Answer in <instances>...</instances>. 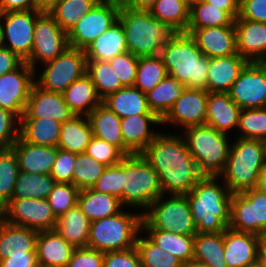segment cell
I'll use <instances>...</instances> for the list:
<instances>
[{
  "label": "cell",
  "mask_w": 266,
  "mask_h": 267,
  "mask_svg": "<svg viewBox=\"0 0 266 267\" xmlns=\"http://www.w3.org/2000/svg\"><path fill=\"white\" fill-rule=\"evenodd\" d=\"M181 136L158 133L141 153L158 173L164 194L186 195L204 176Z\"/></svg>",
  "instance_id": "6da1fadb"
},
{
  "label": "cell",
  "mask_w": 266,
  "mask_h": 267,
  "mask_svg": "<svg viewBox=\"0 0 266 267\" xmlns=\"http://www.w3.org/2000/svg\"><path fill=\"white\" fill-rule=\"evenodd\" d=\"M219 176H203L185 196L198 233L224 232L231 221L232 194Z\"/></svg>",
  "instance_id": "7a4b0ae2"
},
{
  "label": "cell",
  "mask_w": 266,
  "mask_h": 267,
  "mask_svg": "<svg viewBox=\"0 0 266 267\" xmlns=\"http://www.w3.org/2000/svg\"><path fill=\"white\" fill-rule=\"evenodd\" d=\"M160 56L168 75L187 88L206 89L209 58L203 55L190 34L173 33L162 47Z\"/></svg>",
  "instance_id": "3957f363"
},
{
  "label": "cell",
  "mask_w": 266,
  "mask_h": 267,
  "mask_svg": "<svg viewBox=\"0 0 266 267\" xmlns=\"http://www.w3.org/2000/svg\"><path fill=\"white\" fill-rule=\"evenodd\" d=\"M118 20L125 33L127 50L137 57L159 56L174 33L148 10L122 8Z\"/></svg>",
  "instance_id": "277c9868"
},
{
  "label": "cell",
  "mask_w": 266,
  "mask_h": 267,
  "mask_svg": "<svg viewBox=\"0 0 266 267\" xmlns=\"http://www.w3.org/2000/svg\"><path fill=\"white\" fill-rule=\"evenodd\" d=\"M264 166L261 141L238 137L231 144L226 165L219 176H224L225 185L231 194L242 193L256 187Z\"/></svg>",
  "instance_id": "5b68a950"
},
{
  "label": "cell",
  "mask_w": 266,
  "mask_h": 267,
  "mask_svg": "<svg viewBox=\"0 0 266 267\" xmlns=\"http://www.w3.org/2000/svg\"><path fill=\"white\" fill-rule=\"evenodd\" d=\"M122 205L149 206L164 195L155 169L141 154L125 155L122 159Z\"/></svg>",
  "instance_id": "8992f818"
},
{
  "label": "cell",
  "mask_w": 266,
  "mask_h": 267,
  "mask_svg": "<svg viewBox=\"0 0 266 267\" xmlns=\"http://www.w3.org/2000/svg\"><path fill=\"white\" fill-rule=\"evenodd\" d=\"M143 214L125 211L91 222L87 248L101 252L134 248L142 231Z\"/></svg>",
  "instance_id": "52a82bcc"
},
{
  "label": "cell",
  "mask_w": 266,
  "mask_h": 267,
  "mask_svg": "<svg viewBox=\"0 0 266 267\" xmlns=\"http://www.w3.org/2000/svg\"><path fill=\"white\" fill-rule=\"evenodd\" d=\"M183 136L199 171L204 176H219L229 156L228 134L206 124L185 128Z\"/></svg>",
  "instance_id": "ba28073f"
},
{
  "label": "cell",
  "mask_w": 266,
  "mask_h": 267,
  "mask_svg": "<svg viewBox=\"0 0 266 267\" xmlns=\"http://www.w3.org/2000/svg\"><path fill=\"white\" fill-rule=\"evenodd\" d=\"M160 196L143 213L142 230H162L181 235H195L191 208L185 195Z\"/></svg>",
  "instance_id": "9c48e42d"
},
{
  "label": "cell",
  "mask_w": 266,
  "mask_h": 267,
  "mask_svg": "<svg viewBox=\"0 0 266 267\" xmlns=\"http://www.w3.org/2000/svg\"><path fill=\"white\" fill-rule=\"evenodd\" d=\"M44 64L45 69L35 83L55 93H63L71 83L83 77L87 71L85 50L70 46L54 60Z\"/></svg>",
  "instance_id": "30bf717a"
},
{
  "label": "cell",
  "mask_w": 266,
  "mask_h": 267,
  "mask_svg": "<svg viewBox=\"0 0 266 267\" xmlns=\"http://www.w3.org/2000/svg\"><path fill=\"white\" fill-rule=\"evenodd\" d=\"M7 223L36 231L54 230L57 218L47 198L11 199L1 210Z\"/></svg>",
  "instance_id": "8fae6325"
},
{
  "label": "cell",
  "mask_w": 266,
  "mask_h": 267,
  "mask_svg": "<svg viewBox=\"0 0 266 267\" xmlns=\"http://www.w3.org/2000/svg\"><path fill=\"white\" fill-rule=\"evenodd\" d=\"M230 229L261 235L266 231V194L252 188L232 194Z\"/></svg>",
  "instance_id": "7c38bea8"
},
{
  "label": "cell",
  "mask_w": 266,
  "mask_h": 267,
  "mask_svg": "<svg viewBox=\"0 0 266 267\" xmlns=\"http://www.w3.org/2000/svg\"><path fill=\"white\" fill-rule=\"evenodd\" d=\"M33 34V48L25 62L34 70L36 62L44 64L54 60L69 47L67 33L49 13H41L37 17Z\"/></svg>",
  "instance_id": "4fadbf2b"
},
{
  "label": "cell",
  "mask_w": 266,
  "mask_h": 267,
  "mask_svg": "<svg viewBox=\"0 0 266 267\" xmlns=\"http://www.w3.org/2000/svg\"><path fill=\"white\" fill-rule=\"evenodd\" d=\"M120 9L98 2L67 33L68 45L85 50L96 38L118 21Z\"/></svg>",
  "instance_id": "5bb4252c"
},
{
  "label": "cell",
  "mask_w": 266,
  "mask_h": 267,
  "mask_svg": "<svg viewBox=\"0 0 266 267\" xmlns=\"http://www.w3.org/2000/svg\"><path fill=\"white\" fill-rule=\"evenodd\" d=\"M40 14L41 12L35 9L0 13V19L5 20L1 23L4 41L10 42L5 45V48L11 50L24 62L30 57L35 23Z\"/></svg>",
  "instance_id": "9a60e30c"
},
{
  "label": "cell",
  "mask_w": 266,
  "mask_h": 267,
  "mask_svg": "<svg viewBox=\"0 0 266 267\" xmlns=\"http://www.w3.org/2000/svg\"><path fill=\"white\" fill-rule=\"evenodd\" d=\"M228 94L241 109L266 107V66L248 62Z\"/></svg>",
  "instance_id": "2e32d148"
},
{
  "label": "cell",
  "mask_w": 266,
  "mask_h": 267,
  "mask_svg": "<svg viewBox=\"0 0 266 267\" xmlns=\"http://www.w3.org/2000/svg\"><path fill=\"white\" fill-rule=\"evenodd\" d=\"M35 72L28 63L23 62L14 71L0 76V108L21 118L35 83Z\"/></svg>",
  "instance_id": "e0dca14e"
},
{
  "label": "cell",
  "mask_w": 266,
  "mask_h": 267,
  "mask_svg": "<svg viewBox=\"0 0 266 267\" xmlns=\"http://www.w3.org/2000/svg\"><path fill=\"white\" fill-rule=\"evenodd\" d=\"M208 92L205 89L185 88L161 124L174 123L188 128L206 124Z\"/></svg>",
  "instance_id": "ac0fdd59"
},
{
  "label": "cell",
  "mask_w": 266,
  "mask_h": 267,
  "mask_svg": "<svg viewBox=\"0 0 266 267\" xmlns=\"http://www.w3.org/2000/svg\"><path fill=\"white\" fill-rule=\"evenodd\" d=\"M74 115L62 93L47 91L34 83L21 118H52L64 123Z\"/></svg>",
  "instance_id": "d6986e66"
},
{
  "label": "cell",
  "mask_w": 266,
  "mask_h": 267,
  "mask_svg": "<svg viewBox=\"0 0 266 267\" xmlns=\"http://www.w3.org/2000/svg\"><path fill=\"white\" fill-rule=\"evenodd\" d=\"M186 33L195 39L198 48L208 58L225 57L238 53L234 23L221 27L187 29Z\"/></svg>",
  "instance_id": "ffe728a7"
},
{
  "label": "cell",
  "mask_w": 266,
  "mask_h": 267,
  "mask_svg": "<svg viewBox=\"0 0 266 267\" xmlns=\"http://www.w3.org/2000/svg\"><path fill=\"white\" fill-rule=\"evenodd\" d=\"M237 52L248 62L266 61V23L234 20Z\"/></svg>",
  "instance_id": "44dd1931"
},
{
  "label": "cell",
  "mask_w": 266,
  "mask_h": 267,
  "mask_svg": "<svg viewBox=\"0 0 266 267\" xmlns=\"http://www.w3.org/2000/svg\"><path fill=\"white\" fill-rule=\"evenodd\" d=\"M259 252V235L230 229L224 231V253L227 267L256 265Z\"/></svg>",
  "instance_id": "7402d4cb"
},
{
  "label": "cell",
  "mask_w": 266,
  "mask_h": 267,
  "mask_svg": "<svg viewBox=\"0 0 266 267\" xmlns=\"http://www.w3.org/2000/svg\"><path fill=\"white\" fill-rule=\"evenodd\" d=\"M161 125L156 114L132 115L121 118V133L124 141V155L141 154L158 132L151 131L149 124Z\"/></svg>",
  "instance_id": "603a6c76"
},
{
  "label": "cell",
  "mask_w": 266,
  "mask_h": 267,
  "mask_svg": "<svg viewBox=\"0 0 266 267\" xmlns=\"http://www.w3.org/2000/svg\"><path fill=\"white\" fill-rule=\"evenodd\" d=\"M11 148L17 157L20 171L36 174H50L59 149L24 142L20 137Z\"/></svg>",
  "instance_id": "cb8c5ba5"
},
{
  "label": "cell",
  "mask_w": 266,
  "mask_h": 267,
  "mask_svg": "<svg viewBox=\"0 0 266 267\" xmlns=\"http://www.w3.org/2000/svg\"><path fill=\"white\" fill-rule=\"evenodd\" d=\"M75 249L55 229L38 232L36 256L43 267H67Z\"/></svg>",
  "instance_id": "d4e9b609"
},
{
  "label": "cell",
  "mask_w": 266,
  "mask_h": 267,
  "mask_svg": "<svg viewBox=\"0 0 266 267\" xmlns=\"http://www.w3.org/2000/svg\"><path fill=\"white\" fill-rule=\"evenodd\" d=\"M248 61L239 53L209 58L207 92L228 93Z\"/></svg>",
  "instance_id": "484cf974"
},
{
  "label": "cell",
  "mask_w": 266,
  "mask_h": 267,
  "mask_svg": "<svg viewBox=\"0 0 266 267\" xmlns=\"http://www.w3.org/2000/svg\"><path fill=\"white\" fill-rule=\"evenodd\" d=\"M38 231L7 223L0 217V261L11 256L36 253Z\"/></svg>",
  "instance_id": "4316f807"
},
{
  "label": "cell",
  "mask_w": 266,
  "mask_h": 267,
  "mask_svg": "<svg viewBox=\"0 0 266 267\" xmlns=\"http://www.w3.org/2000/svg\"><path fill=\"white\" fill-rule=\"evenodd\" d=\"M241 108L228 93L208 92L206 125L226 133L238 127Z\"/></svg>",
  "instance_id": "83f0119b"
},
{
  "label": "cell",
  "mask_w": 266,
  "mask_h": 267,
  "mask_svg": "<svg viewBox=\"0 0 266 267\" xmlns=\"http://www.w3.org/2000/svg\"><path fill=\"white\" fill-rule=\"evenodd\" d=\"M19 137L34 145L57 147L62 123L52 118H20Z\"/></svg>",
  "instance_id": "f1b7e54d"
},
{
  "label": "cell",
  "mask_w": 266,
  "mask_h": 267,
  "mask_svg": "<svg viewBox=\"0 0 266 267\" xmlns=\"http://www.w3.org/2000/svg\"><path fill=\"white\" fill-rule=\"evenodd\" d=\"M102 103L120 118L132 115L155 114L148 104L145 93L134 86H125L108 95Z\"/></svg>",
  "instance_id": "f546056e"
},
{
  "label": "cell",
  "mask_w": 266,
  "mask_h": 267,
  "mask_svg": "<svg viewBox=\"0 0 266 267\" xmlns=\"http://www.w3.org/2000/svg\"><path fill=\"white\" fill-rule=\"evenodd\" d=\"M92 137V126L88 117L74 115L62 123L57 147L75 154L85 153Z\"/></svg>",
  "instance_id": "4dcf8cb0"
},
{
  "label": "cell",
  "mask_w": 266,
  "mask_h": 267,
  "mask_svg": "<svg viewBox=\"0 0 266 267\" xmlns=\"http://www.w3.org/2000/svg\"><path fill=\"white\" fill-rule=\"evenodd\" d=\"M127 51L125 33L118 20L85 49V54L87 60L108 61Z\"/></svg>",
  "instance_id": "1f68e13d"
},
{
  "label": "cell",
  "mask_w": 266,
  "mask_h": 267,
  "mask_svg": "<svg viewBox=\"0 0 266 267\" xmlns=\"http://www.w3.org/2000/svg\"><path fill=\"white\" fill-rule=\"evenodd\" d=\"M62 94L65 103L75 115L88 116L102 103L95 85L87 74L71 83Z\"/></svg>",
  "instance_id": "d6a6232c"
},
{
  "label": "cell",
  "mask_w": 266,
  "mask_h": 267,
  "mask_svg": "<svg viewBox=\"0 0 266 267\" xmlns=\"http://www.w3.org/2000/svg\"><path fill=\"white\" fill-rule=\"evenodd\" d=\"M87 117L92 126L93 136L113 144L124 154L121 118L103 103L95 107Z\"/></svg>",
  "instance_id": "836d02e7"
},
{
  "label": "cell",
  "mask_w": 266,
  "mask_h": 267,
  "mask_svg": "<svg viewBox=\"0 0 266 267\" xmlns=\"http://www.w3.org/2000/svg\"><path fill=\"white\" fill-rule=\"evenodd\" d=\"M91 221L78 204L57 219L55 230L75 248H86Z\"/></svg>",
  "instance_id": "e575fe53"
},
{
  "label": "cell",
  "mask_w": 266,
  "mask_h": 267,
  "mask_svg": "<svg viewBox=\"0 0 266 267\" xmlns=\"http://www.w3.org/2000/svg\"><path fill=\"white\" fill-rule=\"evenodd\" d=\"M78 206L91 222L113 216L123 207L117 197L94 191L92 188L80 190Z\"/></svg>",
  "instance_id": "d590c367"
},
{
  "label": "cell",
  "mask_w": 266,
  "mask_h": 267,
  "mask_svg": "<svg viewBox=\"0 0 266 267\" xmlns=\"http://www.w3.org/2000/svg\"><path fill=\"white\" fill-rule=\"evenodd\" d=\"M224 253V232L196 233L193 259L209 267H227Z\"/></svg>",
  "instance_id": "8d00e7d4"
},
{
  "label": "cell",
  "mask_w": 266,
  "mask_h": 267,
  "mask_svg": "<svg viewBox=\"0 0 266 267\" xmlns=\"http://www.w3.org/2000/svg\"><path fill=\"white\" fill-rule=\"evenodd\" d=\"M185 88L182 82L167 74L152 90L145 93L150 110L162 119Z\"/></svg>",
  "instance_id": "74e56055"
},
{
  "label": "cell",
  "mask_w": 266,
  "mask_h": 267,
  "mask_svg": "<svg viewBox=\"0 0 266 267\" xmlns=\"http://www.w3.org/2000/svg\"><path fill=\"white\" fill-rule=\"evenodd\" d=\"M149 12L174 33L187 31L190 7L182 0H157Z\"/></svg>",
  "instance_id": "f35d334b"
},
{
  "label": "cell",
  "mask_w": 266,
  "mask_h": 267,
  "mask_svg": "<svg viewBox=\"0 0 266 267\" xmlns=\"http://www.w3.org/2000/svg\"><path fill=\"white\" fill-rule=\"evenodd\" d=\"M148 238L164 252L174 255L183 263L193 259L194 235H181L162 230H145Z\"/></svg>",
  "instance_id": "ab89813d"
},
{
  "label": "cell",
  "mask_w": 266,
  "mask_h": 267,
  "mask_svg": "<svg viewBox=\"0 0 266 267\" xmlns=\"http://www.w3.org/2000/svg\"><path fill=\"white\" fill-rule=\"evenodd\" d=\"M57 182L50 174L20 171L12 199L47 198Z\"/></svg>",
  "instance_id": "60d3db41"
},
{
  "label": "cell",
  "mask_w": 266,
  "mask_h": 267,
  "mask_svg": "<svg viewBox=\"0 0 266 267\" xmlns=\"http://www.w3.org/2000/svg\"><path fill=\"white\" fill-rule=\"evenodd\" d=\"M234 19L220 7H215L204 0H199L190 7V19L187 29L221 27L232 25Z\"/></svg>",
  "instance_id": "b9f144b4"
},
{
  "label": "cell",
  "mask_w": 266,
  "mask_h": 267,
  "mask_svg": "<svg viewBox=\"0 0 266 267\" xmlns=\"http://www.w3.org/2000/svg\"><path fill=\"white\" fill-rule=\"evenodd\" d=\"M98 2L99 0H60L49 14L68 33Z\"/></svg>",
  "instance_id": "7bdbcfd3"
},
{
  "label": "cell",
  "mask_w": 266,
  "mask_h": 267,
  "mask_svg": "<svg viewBox=\"0 0 266 267\" xmlns=\"http://www.w3.org/2000/svg\"><path fill=\"white\" fill-rule=\"evenodd\" d=\"M86 74L102 100L124 87L108 61L87 60Z\"/></svg>",
  "instance_id": "ee69618b"
},
{
  "label": "cell",
  "mask_w": 266,
  "mask_h": 267,
  "mask_svg": "<svg viewBox=\"0 0 266 267\" xmlns=\"http://www.w3.org/2000/svg\"><path fill=\"white\" fill-rule=\"evenodd\" d=\"M167 70L162 57H139L134 87L147 93L160 83L166 76Z\"/></svg>",
  "instance_id": "f6af8a7d"
},
{
  "label": "cell",
  "mask_w": 266,
  "mask_h": 267,
  "mask_svg": "<svg viewBox=\"0 0 266 267\" xmlns=\"http://www.w3.org/2000/svg\"><path fill=\"white\" fill-rule=\"evenodd\" d=\"M20 169L12 148H0V210L13 198Z\"/></svg>",
  "instance_id": "bcb514c9"
},
{
  "label": "cell",
  "mask_w": 266,
  "mask_h": 267,
  "mask_svg": "<svg viewBox=\"0 0 266 267\" xmlns=\"http://www.w3.org/2000/svg\"><path fill=\"white\" fill-rule=\"evenodd\" d=\"M135 248L139 254L142 267H182L183 262L166 251L148 237L138 238Z\"/></svg>",
  "instance_id": "7dc6e473"
},
{
  "label": "cell",
  "mask_w": 266,
  "mask_h": 267,
  "mask_svg": "<svg viewBox=\"0 0 266 267\" xmlns=\"http://www.w3.org/2000/svg\"><path fill=\"white\" fill-rule=\"evenodd\" d=\"M72 184L79 190L91 188L107 166L86 153L76 154Z\"/></svg>",
  "instance_id": "c3c4849f"
},
{
  "label": "cell",
  "mask_w": 266,
  "mask_h": 267,
  "mask_svg": "<svg viewBox=\"0 0 266 267\" xmlns=\"http://www.w3.org/2000/svg\"><path fill=\"white\" fill-rule=\"evenodd\" d=\"M238 128L239 138L261 140L266 137V107L241 109Z\"/></svg>",
  "instance_id": "681fc988"
},
{
  "label": "cell",
  "mask_w": 266,
  "mask_h": 267,
  "mask_svg": "<svg viewBox=\"0 0 266 267\" xmlns=\"http://www.w3.org/2000/svg\"><path fill=\"white\" fill-rule=\"evenodd\" d=\"M79 192L80 190L73 184H55L47 200L57 219L78 204Z\"/></svg>",
  "instance_id": "f907efd6"
},
{
  "label": "cell",
  "mask_w": 266,
  "mask_h": 267,
  "mask_svg": "<svg viewBox=\"0 0 266 267\" xmlns=\"http://www.w3.org/2000/svg\"><path fill=\"white\" fill-rule=\"evenodd\" d=\"M122 160L114 166H107L102 175L91 187L94 191L110 194L118 199L122 204Z\"/></svg>",
  "instance_id": "816d5d0a"
},
{
  "label": "cell",
  "mask_w": 266,
  "mask_h": 267,
  "mask_svg": "<svg viewBox=\"0 0 266 267\" xmlns=\"http://www.w3.org/2000/svg\"><path fill=\"white\" fill-rule=\"evenodd\" d=\"M85 153L105 166H114L120 163L125 156L116 146L93 136Z\"/></svg>",
  "instance_id": "f5cc1de1"
},
{
  "label": "cell",
  "mask_w": 266,
  "mask_h": 267,
  "mask_svg": "<svg viewBox=\"0 0 266 267\" xmlns=\"http://www.w3.org/2000/svg\"><path fill=\"white\" fill-rule=\"evenodd\" d=\"M138 61L139 57L129 51L116 55L113 59L108 60L111 68L124 87L134 86Z\"/></svg>",
  "instance_id": "db71d44e"
},
{
  "label": "cell",
  "mask_w": 266,
  "mask_h": 267,
  "mask_svg": "<svg viewBox=\"0 0 266 267\" xmlns=\"http://www.w3.org/2000/svg\"><path fill=\"white\" fill-rule=\"evenodd\" d=\"M76 154L61 149L57 150V158L52 166L50 175L57 183L72 184V174Z\"/></svg>",
  "instance_id": "11a10c76"
},
{
  "label": "cell",
  "mask_w": 266,
  "mask_h": 267,
  "mask_svg": "<svg viewBox=\"0 0 266 267\" xmlns=\"http://www.w3.org/2000/svg\"><path fill=\"white\" fill-rule=\"evenodd\" d=\"M20 119L12 112L0 108V148H11L19 139V125L14 127V121Z\"/></svg>",
  "instance_id": "9f6ffc18"
},
{
  "label": "cell",
  "mask_w": 266,
  "mask_h": 267,
  "mask_svg": "<svg viewBox=\"0 0 266 267\" xmlns=\"http://www.w3.org/2000/svg\"><path fill=\"white\" fill-rule=\"evenodd\" d=\"M103 267H142L136 248L104 253Z\"/></svg>",
  "instance_id": "6f0895ef"
},
{
  "label": "cell",
  "mask_w": 266,
  "mask_h": 267,
  "mask_svg": "<svg viewBox=\"0 0 266 267\" xmlns=\"http://www.w3.org/2000/svg\"><path fill=\"white\" fill-rule=\"evenodd\" d=\"M104 252L90 248H76L67 267H103Z\"/></svg>",
  "instance_id": "680465c9"
},
{
  "label": "cell",
  "mask_w": 266,
  "mask_h": 267,
  "mask_svg": "<svg viewBox=\"0 0 266 267\" xmlns=\"http://www.w3.org/2000/svg\"><path fill=\"white\" fill-rule=\"evenodd\" d=\"M239 17L266 23V0H240Z\"/></svg>",
  "instance_id": "91938a15"
},
{
  "label": "cell",
  "mask_w": 266,
  "mask_h": 267,
  "mask_svg": "<svg viewBox=\"0 0 266 267\" xmlns=\"http://www.w3.org/2000/svg\"><path fill=\"white\" fill-rule=\"evenodd\" d=\"M24 61L8 48H0V76L17 69Z\"/></svg>",
  "instance_id": "94428289"
},
{
  "label": "cell",
  "mask_w": 266,
  "mask_h": 267,
  "mask_svg": "<svg viewBox=\"0 0 266 267\" xmlns=\"http://www.w3.org/2000/svg\"><path fill=\"white\" fill-rule=\"evenodd\" d=\"M37 264L36 253H25V255L11 256L0 261V267H33Z\"/></svg>",
  "instance_id": "6125c7cd"
},
{
  "label": "cell",
  "mask_w": 266,
  "mask_h": 267,
  "mask_svg": "<svg viewBox=\"0 0 266 267\" xmlns=\"http://www.w3.org/2000/svg\"><path fill=\"white\" fill-rule=\"evenodd\" d=\"M32 9L34 0H0V13Z\"/></svg>",
  "instance_id": "be15d7a7"
},
{
  "label": "cell",
  "mask_w": 266,
  "mask_h": 267,
  "mask_svg": "<svg viewBox=\"0 0 266 267\" xmlns=\"http://www.w3.org/2000/svg\"><path fill=\"white\" fill-rule=\"evenodd\" d=\"M205 2L225 10L234 20L240 13V0H204Z\"/></svg>",
  "instance_id": "e7e4bbea"
},
{
  "label": "cell",
  "mask_w": 266,
  "mask_h": 267,
  "mask_svg": "<svg viewBox=\"0 0 266 267\" xmlns=\"http://www.w3.org/2000/svg\"><path fill=\"white\" fill-rule=\"evenodd\" d=\"M60 0H34V9L41 13H49Z\"/></svg>",
  "instance_id": "03108f58"
},
{
  "label": "cell",
  "mask_w": 266,
  "mask_h": 267,
  "mask_svg": "<svg viewBox=\"0 0 266 267\" xmlns=\"http://www.w3.org/2000/svg\"><path fill=\"white\" fill-rule=\"evenodd\" d=\"M157 0H132L131 8L137 10H150Z\"/></svg>",
  "instance_id": "003e7915"
},
{
  "label": "cell",
  "mask_w": 266,
  "mask_h": 267,
  "mask_svg": "<svg viewBox=\"0 0 266 267\" xmlns=\"http://www.w3.org/2000/svg\"><path fill=\"white\" fill-rule=\"evenodd\" d=\"M255 189L266 194V164L258 176V181Z\"/></svg>",
  "instance_id": "a7ac6f4b"
},
{
  "label": "cell",
  "mask_w": 266,
  "mask_h": 267,
  "mask_svg": "<svg viewBox=\"0 0 266 267\" xmlns=\"http://www.w3.org/2000/svg\"><path fill=\"white\" fill-rule=\"evenodd\" d=\"M99 2L115 6L119 9L130 7L132 0H99Z\"/></svg>",
  "instance_id": "89a4df30"
},
{
  "label": "cell",
  "mask_w": 266,
  "mask_h": 267,
  "mask_svg": "<svg viewBox=\"0 0 266 267\" xmlns=\"http://www.w3.org/2000/svg\"><path fill=\"white\" fill-rule=\"evenodd\" d=\"M259 251L266 257V231L259 235Z\"/></svg>",
  "instance_id": "2644e50d"
},
{
  "label": "cell",
  "mask_w": 266,
  "mask_h": 267,
  "mask_svg": "<svg viewBox=\"0 0 266 267\" xmlns=\"http://www.w3.org/2000/svg\"><path fill=\"white\" fill-rule=\"evenodd\" d=\"M182 267H209V266L205 263L192 259L188 262L183 263Z\"/></svg>",
  "instance_id": "8c879c8a"
},
{
  "label": "cell",
  "mask_w": 266,
  "mask_h": 267,
  "mask_svg": "<svg viewBox=\"0 0 266 267\" xmlns=\"http://www.w3.org/2000/svg\"><path fill=\"white\" fill-rule=\"evenodd\" d=\"M256 265L258 267H266V257L260 251L257 255Z\"/></svg>",
  "instance_id": "753ad0ef"
},
{
  "label": "cell",
  "mask_w": 266,
  "mask_h": 267,
  "mask_svg": "<svg viewBox=\"0 0 266 267\" xmlns=\"http://www.w3.org/2000/svg\"><path fill=\"white\" fill-rule=\"evenodd\" d=\"M1 19H0V48L5 47L6 42L4 41V36H3V29L1 25Z\"/></svg>",
  "instance_id": "34e18365"
},
{
  "label": "cell",
  "mask_w": 266,
  "mask_h": 267,
  "mask_svg": "<svg viewBox=\"0 0 266 267\" xmlns=\"http://www.w3.org/2000/svg\"><path fill=\"white\" fill-rule=\"evenodd\" d=\"M260 141H261V144H262L264 161H265V164H266V137L262 138Z\"/></svg>",
  "instance_id": "11e5206c"
},
{
  "label": "cell",
  "mask_w": 266,
  "mask_h": 267,
  "mask_svg": "<svg viewBox=\"0 0 266 267\" xmlns=\"http://www.w3.org/2000/svg\"><path fill=\"white\" fill-rule=\"evenodd\" d=\"M183 2H185L189 7H191L192 5L196 4L199 0H182Z\"/></svg>",
  "instance_id": "2a66077c"
},
{
  "label": "cell",
  "mask_w": 266,
  "mask_h": 267,
  "mask_svg": "<svg viewBox=\"0 0 266 267\" xmlns=\"http://www.w3.org/2000/svg\"><path fill=\"white\" fill-rule=\"evenodd\" d=\"M33 267H43L40 263H37L36 265H34Z\"/></svg>",
  "instance_id": "b9fcfbb0"
}]
</instances>
